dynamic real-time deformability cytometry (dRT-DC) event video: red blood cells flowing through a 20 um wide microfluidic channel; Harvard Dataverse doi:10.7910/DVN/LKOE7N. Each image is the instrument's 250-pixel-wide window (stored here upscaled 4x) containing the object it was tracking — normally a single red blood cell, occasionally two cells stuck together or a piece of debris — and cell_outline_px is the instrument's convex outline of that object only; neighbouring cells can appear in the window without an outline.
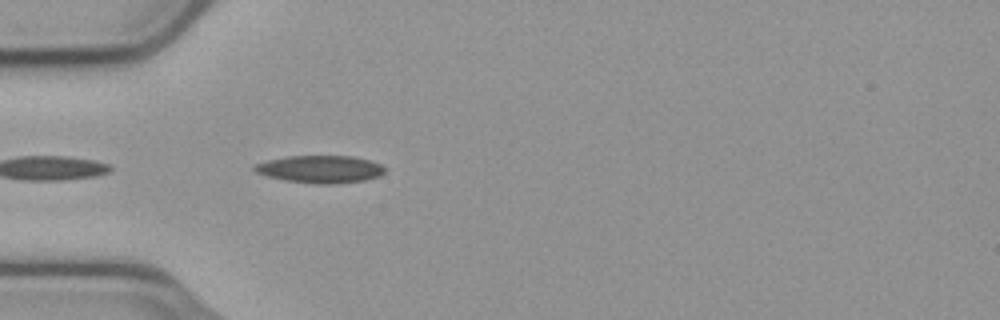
{"species": "common noctule bat (a hibernating species)", "species_latin": "Nyctalus noctula", "temperature_condition": "cold", "stored_images_in_passage": 10, "camera_frame_rate_fps": 3000, "um_per_image_px": 0.085, "animal": {"sex": "male", "body_mass_g": 23.1, "forearm_length_mm": 52.7}, "frame": {"image": 1, "passage_image": 2, "time_ms": 0.333, "image_size_px": [1000, 320], "cell_outline_px": [[388, 168], [380, 176], [364, 180], [332, 184], [316, 184], [284, 180], [268, 176], [256, 172], [252, 168], [256, 164], [268, 160], [288, 156], [352, 156], [368, 160], [380, 164]], "centroid_in_image_um": [27.24, 14.38], "position_along_channel_um": 57.8, "area_um2": 20.81}}
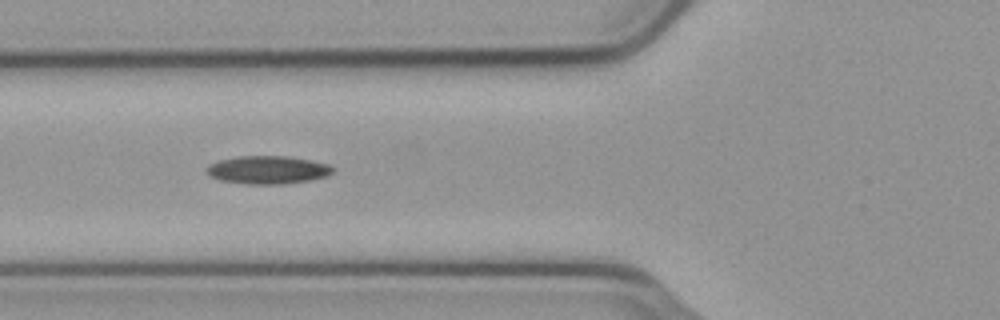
{"frame": {"image": 2, "passage_image": 6, "time_ms": 1.667, "image_size_px": [1000, 320], "cell_outline_px": [[336, 168], [328, 176], [312, 180], [284, 184], [248, 184], [220, 180], [212, 176], [208, 172], [208, 164], [220, 160], [236, 156], [288, 156], [312, 160], [328, 164]], "centroid_in_image_um": [22.82, 14.43], "position_along_channel_um": 103.0, "area_um2": 20.69}}